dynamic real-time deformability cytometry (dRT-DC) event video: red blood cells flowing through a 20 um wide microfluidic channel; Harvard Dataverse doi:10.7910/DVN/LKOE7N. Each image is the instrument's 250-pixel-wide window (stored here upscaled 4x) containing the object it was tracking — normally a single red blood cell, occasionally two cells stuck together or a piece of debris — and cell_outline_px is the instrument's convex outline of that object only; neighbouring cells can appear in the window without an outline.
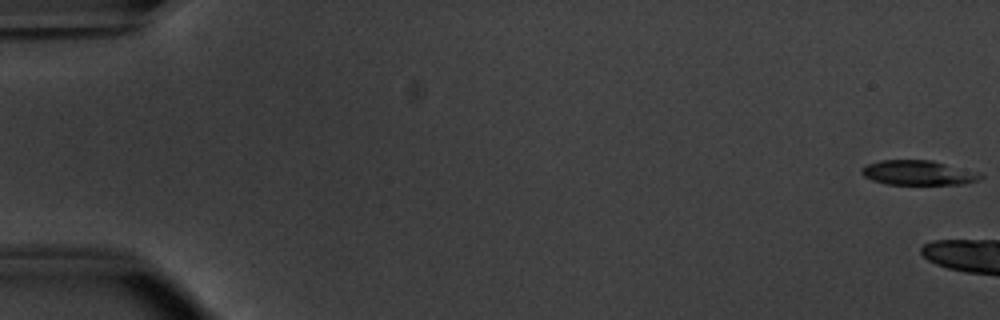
{"species": "common noctule bat (a hibernating species)", "species_latin": "Nyctalus noctula", "temperature_condition": "warm", "stored_images_in_passage": 6, "camera_frame_rate_fps": 3000, "um_per_image_px": 0.085, "animal": {"sex": "male", "body_mass_g": 20.1, "forearm_length_mm": 53.5}, "frame": {"image": 1, "passage_image": 1, "time_ms": 0.0, "image_size_px": [1000, 320], "cell_outline_px": [[984, 176], [976, 180], [964, 184], [888, 184], [872, 180], [864, 176], [860, 172], [860, 168], [868, 164], [880, 160], [932, 160], [980, 172]], "centroid_in_image_um": [78.05, 14.68], "position_along_channel_um": 7.0, "area_um2": 17.11}}